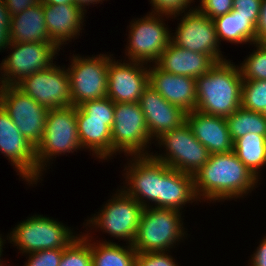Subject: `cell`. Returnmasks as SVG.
Returning <instances> with one entry per match:
<instances>
[{
	"instance_id": "cell-18",
	"label": "cell",
	"mask_w": 266,
	"mask_h": 266,
	"mask_svg": "<svg viewBox=\"0 0 266 266\" xmlns=\"http://www.w3.org/2000/svg\"><path fill=\"white\" fill-rule=\"evenodd\" d=\"M138 104L143 111L150 137H158L164 132L186 122V114L181 107L170 104L151 86H147Z\"/></svg>"
},
{
	"instance_id": "cell-10",
	"label": "cell",
	"mask_w": 266,
	"mask_h": 266,
	"mask_svg": "<svg viewBox=\"0 0 266 266\" xmlns=\"http://www.w3.org/2000/svg\"><path fill=\"white\" fill-rule=\"evenodd\" d=\"M16 86L45 108L59 109L72 106L68 72L56 65L34 72Z\"/></svg>"
},
{
	"instance_id": "cell-44",
	"label": "cell",
	"mask_w": 266,
	"mask_h": 266,
	"mask_svg": "<svg viewBox=\"0 0 266 266\" xmlns=\"http://www.w3.org/2000/svg\"><path fill=\"white\" fill-rule=\"evenodd\" d=\"M100 1H102V0H74V3L81 8L83 7V9H84L85 5L88 6V4H90V3H93V2L99 3Z\"/></svg>"
},
{
	"instance_id": "cell-13",
	"label": "cell",
	"mask_w": 266,
	"mask_h": 266,
	"mask_svg": "<svg viewBox=\"0 0 266 266\" xmlns=\"http://www.w3.org/2000/svg\"><path fill=\"white\" fill-rule=\"evenodd\" d=\"M171 42L178 47L204 53L216 63L225 61L218 49V38L213 19L201 14L197 9L185 14Z\"/></svg>"
},
{
	"instance_id": "cell-6",
	"label": "cell",
	"mask_w": 266,
	"mask_h": 266,
	"mask_svg": "<svg viewBox=\"0 0 266 266\" xmlns=\"http://www.w3.org/2000/svg\"><path fill=\"white\" fill-rule=\"evenodd\" d=\"M0 106L13 120L20 133L37 147L44 134L49 109L16 85H0Z\"/></svg>"
},
{
	"instance_id": "cell-4",
	"label": "cell",
	"mask_w": 266,
	"mask_h": 266,
	"mask_svg": "<svg viewBox=\"0 0 266 266\" xmlns=\"http://www.w3.org/2000/svg\"><path fill=\"white\" fill-rule=\"evenodd\" d=\"M81 147L76 107L49 109L42 140L36 147L37 165L40 171L44 169L45 160L48 161L51 156L70 153Z\"/></svg>"
},
{
	"instance_id": "cell-43",
	"label": "cell",
	"mask_w": 266,
	"mask_h": 266,
	"mask_svg": "<svg viewBox=\"0 0 266 266\" xmlns=\"http://www.w3.org/2000/svg\"><path fill=\"white\" fill-rule=\"evenodd\" d=\"M43 4L60 5V4H72L74 0H41Z\"/></svg>"
},
{
	"instance_id": "cell-3",
	"label": "cell",
	"mask_w": 266,
	"mask_h": 266,
	"mask_svg": "<svg viewBox=\"0 0 266 266\" xmlns=\"http://www.w3.org/2000/svg\"><path fill=\"white\" fill-rule=\"evenodd\" d=\"M180 210L173 208L143 209L133 248L137 253L167 251L181 239L183 227Z\"/></svg>"
},
{
	"instance_id": "cell-14",
	"label": "cell",
	"mask_w": 266,
	"mask_h": 266,
	"mask_svg": "<svg viewBox=\"0 0 266 266\" xmlns=\"http://www.w3.org/2000/svg\"><path fill=\"white\" fill-rule=\"evenodd\" d=\"M151 15L137 20L130 26L128 56L133 62L156 63L171 42V35L159 18L162 15Z\"/></svg>"
},
{
	"instance_id": "cell-21",
	"label": "cell",
	"mask_w": 266,
	"mask_h": 266,
	"mask_svg": "<svg viewBox=\"0 0 266 266\" xmlns=\"http://www.w3.org/2000/svg\"><path fill=\"white\" fill-rule=\"evenodd\" d=\"M215 64L210 56L178 47L172 42L155 63L166 72L195 79L207 73Z\"/></svg>"
},
{
	"instance_id": "cell-24",
	"label": "cell",
	"mask_w": 266,
	"mask_h": 266,
	"mask_svg": "<svg viewBox=\"0 0 266 266\" xmlns=\"http://www.w3.org/2000/svg\"><path fill=\"white\" fill-rule=\"evenodd\" d=\"M76 115L81 146L93 149L100 159L110 157L112 140L108 119L90 118L79 106L76 107Z\"/></svg>"
},
{
	"instance_id": "cell-46",
	"label": "cell",
	"mask_w": 266,
	"mask_h": 266,
	"mask_svg": "<svg viewBox=\"0 0 266 266\" xmlns=\"http://www.w3.org/2000/svg\"><path fill=\"white\" fill-rule=\"evenodd\" d=\"M263 115H264V117L266 118V109H265V111L263 112Z\"/></svg>"
},
{
	"instance_id": "cell-33",
	"label": "cell",
	"mask_w": 266,
	"mask_h": 266,
	"mask_svg": "<svg viewBox=\"0 0 266 266\" xmlns=\"http://www.w3.org/2000/svg\"><path fill=\"white\" fill-rule=\"evenodd\" d=\"M114 106L115 103L109 97L86 101L79 105L90 118L108 119L110 129L114 123Z\"/></svg>"
},
{
	"instance_id": "cell-37",
	"label": "cell",
	"mask_w": 266,
	"mask_h": 266,
	"mask_svg": "<svg viewBox=\"0 0 266 266\" xmlns=\"http://www.w3.org/2000/svg\"><path fill=\"white\" fill-rule=\"evenodd\" d=\"M262 0H233V10L238 15L249 17L255 25L258 23Z\"/></svg>"
},
{
	"instance_id": "cell-41",
	"label": "cell",
	"mask_w": 266,
	"mask_h": 266,
	"mask_svg": "<svg viewBox=\"0 0 266 266\" xmlns=\"http://www.w3.org/2000/svg\"><path fill=\"white\" fill-rule=\"evenodd\" d=\"M256 42H266V0H262L258 23L256 25Z\"/></svg>"
},
{
	"instance_id": "cell-25",
	"label": "cell",
	"mask_w": 266,
	"mask_h": 266,
	"mask_svg": "<svg viewBox=\"0 0 266 266\" xmlns=\"http://www.w3.org/2000/svg\"><path fill=\"white\" fill-rule=\"evenodd\" d=\"M199 198L194 190V178L162 162L161 208L180 210L182 205Z\"/></svg>"
},
{
	"instance_id": "cell-5",
	"label": "cell",
	"mask_w": 266,
	"mask_h": 266,
	"mask_svg": "<svg viewBox=\"0 0 266 266\" xmlns=\"http://www.w3.org/2000/svg\"><path fill=\"white\" fill-rule=\"evenodd\" d=\"M158 138L161 141L159 144L166 146L168 154L166 157L151 156L175 170L194 176L209 160V150L195 138L187 122L164 132Z\"/></svg>"
},
{
	"instance_id": "cell-34",
	"label": "cell",
	"mask_w": 266,
	"mask_h": 266,
	"mask_svg": "<svg viewBox=\"0 0 266 266\" xmlns=\"http://www.w3.org/2000/svg\"><path fill=\"white\" fill-rule=\"evenodd\" d=\"M63 249H45L30 253L25 266H59Z\"/></svg>"
},
{
	"instance_id": "cell-8",
	"label": "cell",
	"mask_w": 266,
	"mask_h": 266,
	"mask_svg": "<svg viewBox=\"0 0 266 266\" xmlns=\"http://www.w3.org/2000/svg\"><path fill=\"white\" fill-rule=\"evenodd\" d=\"M105 56V57H104ZM106 55L81 58L74 55L71 68L67 70L70 80L72 106L78 107L90 100L107 97L108 65Z\"/></svg>"
},
{
	"instance_id": "cell-16",
	"label": "cell",
	"mask_w": 266,
	"mask_h": 266,
	"mask_svg": "<svg viewBox=\"0 0 266 266\" xmlns=\"http://www.w3.org/2000/svg\"><path fill=\"white\" fill-rule=\"evenodd\" d=\"M135 156V163H131L127 169V179L130 185L124 192L133 197L144 208L147 204L143 198L155 202L156 208H161L162 189V162L157 161L151 155ZM140 196V197H139Z\"/></svg>"
},
{
	"instance_id": "cell-12",
	"label": "cell",
	"mask_w": 266,
	"mask_h": 266,
	"mask_svg": "<svg viewBox=\"0 0 266 266\" xmlns=\"http://www.w3.org/2000/svg\"><path fill=\"white\" fill-rule=\"evenodd\" d=\"M105 205L102 213L92 217L89 223L98 225L116 238L127 239L132 245L144 207L122 190Z\"/></svg>"
},
{
	"instance_id": "cell-26",
	"label": "cell",
	"mask_w": 266,
	"mask_h": 266,
	"mask_svg": "<svg viewBox=\"0 0 266 266\" xmlns=\"http://www.w3.org/2000/svg\"><path fill=\"white\" fill-rule=\"evenodd\" d=\"M218 41L220 37L233 43H256V25L249 17L238 15L235 10L213 19Z\"/></svg>"
},
{
	"instance_id": "cell-22",
	"label": "cell",
	"mask_w": 266,
	"mask_h": 266,
	"mask_svg": "<svg viewBox=\"0 0 266 266\" xmlns=\"http://www.w3.org/2000/svg\"><path fill=\"white\" fill-rule=\"evenodd\" d=\"M43 11L49 37L58 47L78 35L77 33L81 30L80 25L85 10L75 3L43 4Z\"/></svg>"
},
{
	"instance_id": "cell-27",
	"label": "cell",
	"mask_w": 266,
	"mask_h": 266,
	"mask_svg": "<svg viewBox=\"0 0 266 266\" xmlns=\"http://www.w3.org/2000/svg\"><path fill=\"white\" fill-rule=\"evenodd\" d=\"M236 156L258 177V169L266 165V137L248 133L233 142Z\"/></svg>"
},
{
	"instance_id": "cell-32",
	"label": "cell",
	"mask_w": 266,
	"mask_h": 266,
	"mask_svg": "<svg viewBox=\"0 0 266 266\" xmlns=\"http://www.w3.org/2000/svg\"><path fill=\"white\" fill-rule=\"evenodd\" d=\"M257 50L239 67L243 80H266V42H256Z\"/></svg>"
},
{
	"instance_id": "cell-40",
	"label": "cell",
	"mask_w": 266,
	"mask_h": 266,
	"mask_svg": "<svg viewBox=\"0 0 266 266\" xmlns=\"http://www.w3.org/2000/svg\"><path fill=\"white\" fill-rule=\"evenodd\" d=\"M9 16H15L34 5L41 3V0H3Z\"/></svg>"
},
{
	"instance_id": "cell-28",
	"label": "cell",
	"mask_w": 266,
	"mask_h": 266,
	"mask_svg": "<svg viewBox=\"0 0 266 266\" xmlns=\"http://www.w3.org/2000/svg\"><path fill=\"white\" fill-rule=\"evenodd\" d=\"M91 244L93 266H136L137 252L132 245L126 248L112 242Z\"/></svg>"
},
{
	"instance_id": "cell-11",
	"label": "cell",
	"mask_w": 266,
	"mask_h": 266,
	"mask_svg": "<svg viewBox=\"0 0 266 266\" xmlns=\"http://www.w3.org/2000/svg\"><path fill=\"white\" fill-rule=\"evenodd\" d=\"M12 53L1 63L5 72L2 85H17L25 77L53 65V56L60 50L55 43H11ZM7 76V77H5ZM12 76V77H11ZM4 79V80H3ZM17 79V80H16Z\"/></svg>"
},
{
	"instance_id": "cell-30",
	"label": "cell",
	"mask_w": 266,
	"mask_h": 266,
	"mask_svg": "<svg viewBox=\"0 0 266 266\" xmlns=\"http://www.w3.org/2000/svg\"><path fill=\"white\" fill-rule=\"evenodd\" d=\"M87 237H77L63 249L59 266H93L91 244Z\"/></svg>"
},
{
	"instance_id": "cell-35",
	"label": "cell",
	"mask_w": 266,
	"mask_h": 266,
	"mask_svg": "<svg viewBox=\"0 0 266 266\" xmlns=\"http://www.w3.org/2000/svg\"><path fill=\"white\" fill-rule=\"evenodd\" d=\"M197 10L210 19H214L231 12L233 10V0H201V6Z\"/></svg>"
},
{
	"instance_id": "cell-1",
	"label": "cell",
	"mask_w": 266,
	"mask_h": 266,
	"mask_svg": "<svg viewBox=\"0 0 266 266\" xmlns=\"http://www.w3.org/2000/svg\"><path fill=\"white\" fill-rule=\"evenodd\" d=\"M196 196L211 200L241 197L257 183V178L234 151L210 154L209 160L194 174ZM201 192V193H200Z\"/></svg>"
},
{
	"instance_id": "cell-31",
	"label": "cell",
	"mask_w": 266,
	"mask_h": 266,
	"mask_svg": "<svg viewBox=\"0 0 266 266\" xmlns=\"http://www.w3.org/2000/svg\"><path fill=\"white\" fill-rule=\"evenodd\" d=\"M241 106L263 113L266 109V80H243Z\"/></svg>"
},
{
	"instance_id": "cell-39",
	"label": "cell",
	"mask_w": 266,
	"mask_h": 266,
	"mask_svg": "<svg viewBox=\"0 0 266 266\" xmlns=\"http://www.w3.org/2000/svg\"><path fill=\"white\" fill-rule=\"evenodd\" d=\"M10 16L3 0H0V50L9 43Z\"/></svg>"
},
{
	"instance_id": "cell-45",
	"label": "cell",
	"mask_w": 266,
	"mask_h": 266,
	"mask_svg": "<svg viewBox=\"0 0 266 266\" xmlns=\"http://www.w3.org/2000/svg\"><path fill=\"white\" fill-rule=\"evenodd\" d=\"M2 244H3V241H2V238L0 237V257H1V253H2ZM1 260V259H0ZM3 264H1V261H0V266H2Z\"/></svg>"
},
{
	"instance_id": "cell-9",
	"label": "cell",
	"mask_w": 266,
	"mask_h": 266,
	"mask_svg": "<svg viewBox=\"0 0 266 266\" xmlns=\"http://www.w3.org/2000/svg\"><path fill=\"white\" fill-rule=\"evenodd\" d=\"M150 138L146 120L138 102L115 103L114 123L111 129L112 155L116 151H124L131 156L145 155L143 151L147 147L146 144H149Z\"/></svg>"
},
{
	"instance_id": "cell-17",
	"label": "cell",
	"mask_w": 266,
	"mask_h": 266,
	"mask_svg": "<svg viewBox=\"0 0 266 266\" xmlns=\"http://www.w3.org/2000/svg\"><path fill=\"white\" fill-rule=\"evenodd\" d=\"M143 68L140 62L122 64L111 59L108 65L107 97L114 103L138 102L149 85L148 70Z\"/></svg>"
},
{
	"instance_id": "cell-7",
	"label": "cell",
	"mask_w": 266,
	"mask_h": 266,
	"mask_svg": "<svg viewBox=\"0 0 266 266\" xmlns=\"http://www.w3.org/2000/svg\"><path fill=\"white\" fill-rule=\"evenodd\" d=\"M64 225L43 216H32L14 228L10 240L26 253L64 249L77 238Z\"/></svg>"
},
{
	"instance_id": "cell-38",
	"label": "cell",
	"mask_w": 266,
	"mask_h": 266,
	"mask_svg": "<svg viewBox=\"0 0 266 266\" xmlns=\"http://www.w3.org/2000/svg\"><path fill=\"white\" fill-rule=\"evenodd\" d=\"M192 0H151V3L153 5V9L157 12H154V15L156 14H165V15H173L176 17V14H180V11L187 8V5Z\"/></svg>"
},
{
	"instance_id": "cell-23",
	"label": "cell",
	"mask_w": 266,
	"mask_h": 266,
	"mask_svg": "<svg viewBox=\"0 0 266 266\" xmlns=\"http://www.w3.org/2000/svg\"><path fill=\"white\" fill-rule=\"evenodd\" d=\"M9 42L53 43L46 28L42 2L10 17Z\"/></svg>"
},
{
	"instance_id": "cell-42",
	"label": "cell",
	"mask_w": 266,
	"mask_h": 266,
	"mask_svg": "<svg viewBox=\"0 0 266 266\" xmlns=\"http://www.w3.org/2000/svg\"><path fill=\"white\" fill-rule=\"evenodd\" d=\"M251 266H266V237L252 257Z\"/></svg>"
},
{
	"instance_id": "cell-36",
	"label": "cell",
	"mask_w": 266,
	"mask_h": 266,
	"mask_svg": "<svg viewBox=\"0 0 266 266\" xmlns=\"http://www.w3.org/2000/svg\"><path fill=\"white\" fill-rule=\"evenodd\" d=\"M136 266H177L173 262V258L165 253L159 252H146L137 253Z\"/></svg>"
},
{
	"instance_id": "cell-19",
	"label": "cell",
	"mask_w": 266,
	"mask_h": 266,
	"mask_svg": "<svg viewBox=\"0 0 266 266\" xmlns=\"http://www.w3.org/2000/svg\"><path fill=\"white\" fill-rule=\"evenodd\" d=\"M148 82L170 104L181 107L185 112L196 109V79L175 75L157 65L148 69Z\"/></svg>"
},
{
	"instance_id": "cell-20",
	"label": "cell",
	"mask_w": 266,
	"mask_h": 266,
	"mask_svg": "<svg viewBox=\"0 0 266 266\" xmlns=\"http://www.w3.org/2000/svg\"><path fill=\"white\" fill-rule=\"evenodd\" d=\"M186 122L195 138L209 150L210 154L227 153L233 150L226 117L193 110L186 114Z\"/></svg>"
},
{
	"instance_id": "cell-2",
	"label": "cell",
	"mask_w": 266,
	"mask_h": 266,
	"mask_svg": "<svg viewBox=\"0 0 266 266\" xmlns=\"http://www.w3.org/2000/svg\"><path fill=\"white\" fill-rule=\"evenodd\" d=\"M242 75L240 69L227 60L216 63L207 73L196 78L199 112L230 116L241 107Z\"/></svg>"
},
{
	"instance_id": "cell-15",
	"label": "cell",
	"mask_w": 266,
	"mask_h": 266,
	"mask_svg": "<svg viewBox=\"0 0 266 266\" xmlns=\"http://www.w3.org/2000/svg\"><path fill=\"white\" fill-rule=\"evenodd\" d=\"M0 151L8 157L25 180L32 183L39 178L36 147L16 127L10 116L0 106Z\"/></svg>"
},
{
	"instance_id": "cell-29",
	"label": "cell",
	"mask_w": 266,
	"mask_h": 266,
	"mask_svg": "<svg viewBox=\"0 0 266 266\" xmlns=\"http://www.w3.org/2000/svg\"><path fill=\"white\" fill-rule=\"evenodd\" d=\"M226 120L233 142L248 133L266 137V118L263 113L247 110L241 106L227 116Z\"/></svg>"
}]
</instances>
